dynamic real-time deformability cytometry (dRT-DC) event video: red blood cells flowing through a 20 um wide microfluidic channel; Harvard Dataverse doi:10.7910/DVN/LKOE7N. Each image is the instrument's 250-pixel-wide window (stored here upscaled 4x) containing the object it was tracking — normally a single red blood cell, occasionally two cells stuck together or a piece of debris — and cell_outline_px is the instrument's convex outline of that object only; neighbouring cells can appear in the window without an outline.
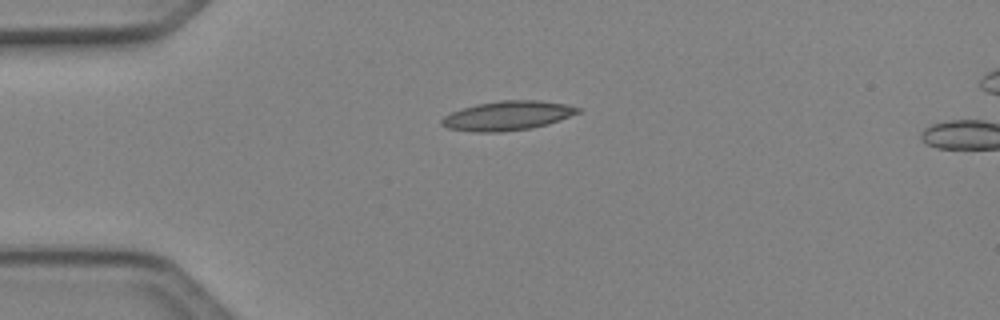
{"species": "Egyptian fruit bat (a non-hibernating species)", "species_latin": "Rousettus aegyptiacus", "temperature_condition": "cold", "stored_images_in_passage": 3, "camera_frame_rate_fps": 3000, "um_per_image_px": 0.085, "animal": {"sex": "female"}, "frame": {"image": 1, "passage_image": 1, "time_ms": 0.0, "image_size_px": [1000, 320], "cell_outline_px": [[580, 112], [548, 124], [528, 128], [500, 132], [476, 132], [448, 128], [440, 124], [440, 120], [444, 116], [452, 112], [476, 104], [500, 100], [540, 100], [564, 104], [580, 108]], "centroid_in_image_um": [43.11, 9.83], "position_along_channel_um": 41.9, "area_um2": 23.0}}